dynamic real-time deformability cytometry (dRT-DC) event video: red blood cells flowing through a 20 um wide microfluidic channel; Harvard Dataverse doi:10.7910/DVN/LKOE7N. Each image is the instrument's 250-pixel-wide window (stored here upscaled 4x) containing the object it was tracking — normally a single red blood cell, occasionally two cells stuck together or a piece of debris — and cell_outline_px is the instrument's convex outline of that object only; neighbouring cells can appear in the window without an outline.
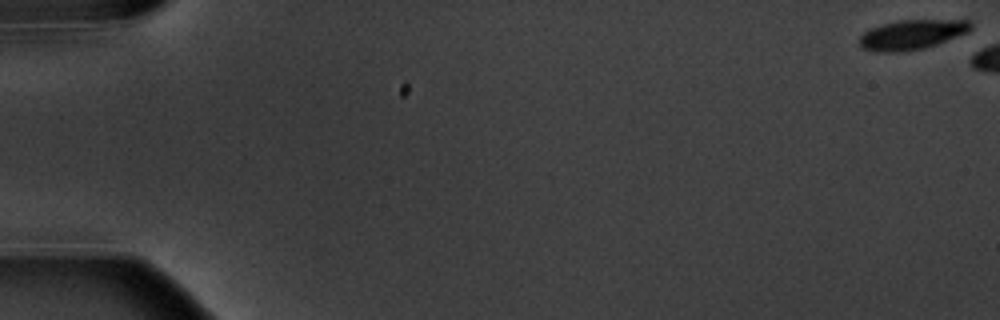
{"species": "common noctule bat (a hibernating species)", "species_latin": "Nyctalus noctula", "temperature_condition": "warm", "stored_images_in_passage": 3, "camera_frame_rate_fps": 3000, "um_per_image_px": 0.085, "animal": {"sex": "male", "body_mass_g": 20.1, "forearm_length_mm": 53.5}, "frame": {"image": 1, "passage_image": 1, "time_ms": 0.0, "image_size_px": [1000, 320], "cell_outline_px": [[972, 28], [968, 32], [936, 44], [924, 48], [900, 52], [880, 52], [864, 48], [860, 44], [860, 36], [864, 32], [872, 28], [884, 24], [900, 20], [968, 20], [972, 24]], "centroid_in_image_um": [77.53, 2.94], "position_along_channel_um": 7.5, "area_um2": 18.96}}